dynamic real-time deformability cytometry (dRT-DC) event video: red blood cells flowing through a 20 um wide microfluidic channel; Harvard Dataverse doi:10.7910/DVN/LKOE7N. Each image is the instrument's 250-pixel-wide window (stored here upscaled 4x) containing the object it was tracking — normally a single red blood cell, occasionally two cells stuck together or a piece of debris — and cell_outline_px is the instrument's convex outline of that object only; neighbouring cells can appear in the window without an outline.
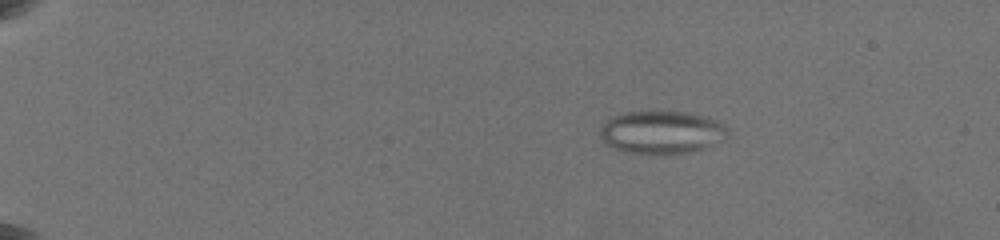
{"species": "common noctule bat (a hibernating species)", "species_latin": "Nyctalus noctula", "temperature_condition": "warm", "stored_images_in_passage": 28, "camera_frame_rate_fps": 3000, "um_per_image_px": 0.085, "animal": {"sex": "female", "body_mass_g": 19.5, "forearm_length_mm": 54.1}, "frame": {"image": 1, "passage_image": 13, "time_ms": 3.667, "image_size_px": [1000, 240], "cell_outline_px": [[728, 132], [724, 140], [704, 148], [688, 152], [628, 152], [604, 144], [600, 136], [600, 128], [604, 120], [612, 116], [624, 112], [652, 108], [688, 112], [704, 116], [716, 120], [724, 124], [728, 128]], "centroid_in_image_um": [56.21, 11.16], "position_along_channel_um": 28.8, "area_um2": 32.43}}